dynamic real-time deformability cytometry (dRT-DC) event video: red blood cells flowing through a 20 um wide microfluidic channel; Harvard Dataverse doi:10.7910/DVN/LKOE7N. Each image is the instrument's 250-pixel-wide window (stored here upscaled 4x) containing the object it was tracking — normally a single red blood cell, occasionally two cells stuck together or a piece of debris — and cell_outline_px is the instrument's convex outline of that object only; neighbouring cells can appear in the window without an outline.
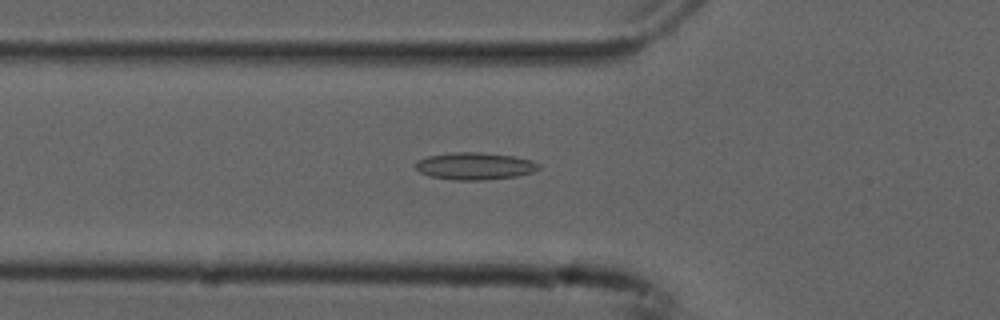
{"species": "common noctule bat (a hibernating species)", "species_latin": "Nyctalus noctula", "temperature_condition": "cold", "stored_images_in_passage": 54, "camera_frame_rate_fps": 3000, "um_per_image_px": 0.085, "animal": {"sex": "male", "forearm_length_mm": 52.5}, "frame": {"image": 1, "passage_image": 19, "time_ms": 6.0, "image_size_px": [1000, 320], "cell_outline_px": [[540, 168], [532, 172], [516, 176], [484, 180], [456, 180], [432, 176], [420, 172], [412, 164], [416, 160], [428, 156], [456, 152], [480, 152], [512, 156], [532, 160], [540, 164]], "centroid_in_image_um": [40.34, 14.11], "position_along_channel_um": 85.5, "area_um2": 19.48}}
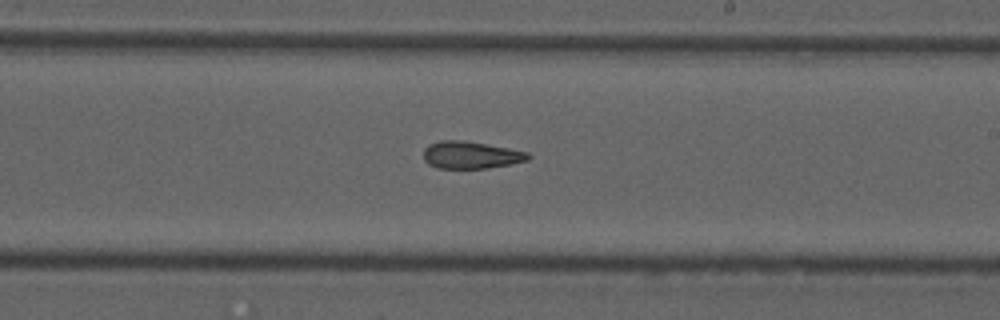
{"frame": {"image": 2, "passage_image": 32, "time_ms": 10.333, "image_size_px": [1000, 320], "cell_outline_px": [[532, 156], [528, 160], [508, 164], [484, 168], [436, 168], [428, 164], [424, 160], [424, 148], [428, 144], [440, 140], [460, 140], [508, 148], [528, 152]], "centroid_in_image_um": [39.98, 13.17], "position_along_channel_um": 249.0, "area_um2": 16.47}}
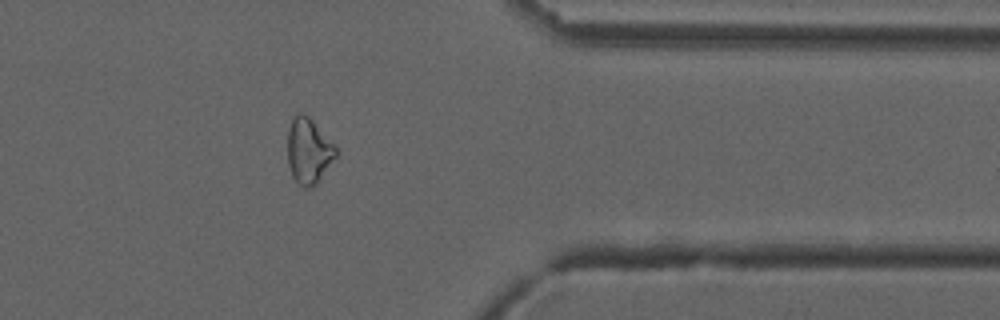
{"frame": {"image": 3, "passage_image": 44, "time_ms": 14.333, "image_size_px": [1000, 320], "cell_outline_px": [[340, 152], [316, 184], [308, 188], [304, 188], [292, 176], [288, 164], [288, 128], [292, 116], [300, 112], [304, 112], [312, 120]], "centroid_in_image_um": [26.23, 12.81], "position_along_channel_um": 385.2, "area_um2": 18.44}, "authors_computed_cell_mechanics": {"area_um2": 18.3804, "velocity_mm_per_s": 3.7684, "shape_relaxation_time_tau1_ms": null, "shape_relaxation_time_tau2_ms": 3.6395, "deformation_change_tau1": null, "deformation_change_tau2": 0.1184}}